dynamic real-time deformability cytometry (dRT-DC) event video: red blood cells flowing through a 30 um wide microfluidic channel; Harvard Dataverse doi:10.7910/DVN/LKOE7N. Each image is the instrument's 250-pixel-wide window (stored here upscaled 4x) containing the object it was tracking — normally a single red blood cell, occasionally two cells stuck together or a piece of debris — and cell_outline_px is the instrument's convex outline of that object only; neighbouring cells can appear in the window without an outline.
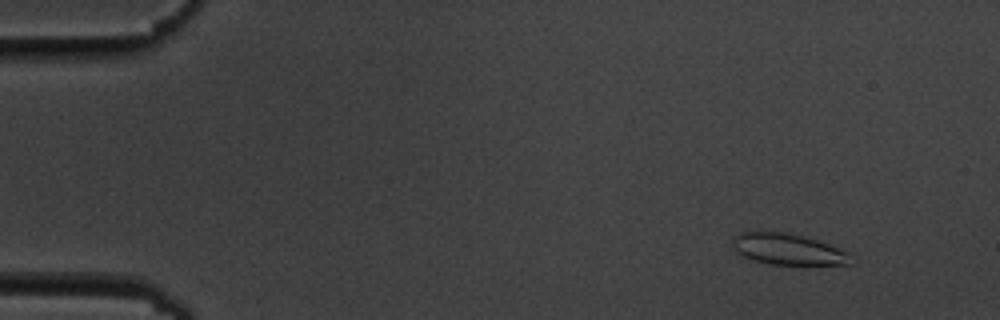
{"species": "common noctule bat (a hibernating species)", "species_latin": "Nyctalus noctula", "temperature_condition": "cold", "stored_images_in_passage": 56, "camera_frame_rate_fps": 3000, "um_per_image_px": 0.085, "animal": {"sex": "male", "body_mass_g": 19.5, "forearm_length_mm": 54.6}, "frame": {"image": 1, "passage_image": 6, "time_ms": 1.667, "image_size_px": [1000, 320], "cell_outline_px": [[852, 264], [768, 264], [744, 256], [736, 252], [732, 244], [732, 236], [740, 232], [784, 232], [804, 236], [828, 244], [848, 252]], "centroid_in_image_um": [66.93, 21.17], "position_along_channel_um": 18.1, "area_um2": 21.15}}
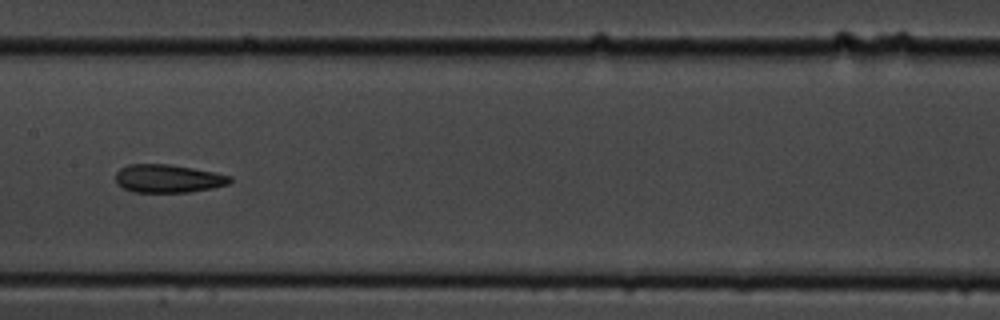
{"frame": {"image": 2, "passage_image": 29, "time_ms": 9.333, "image_size_px": [1000, 320], "cell_outline_px": [[232, 180], [228, 184], [212, 188], [188, 192], [132, 192], [124, 188], [116, 180], [116, 172], [120, 168], [128, 164], [168, 164], [216, 172], [232, 176]], "centroid_in_image_um": [14.3, 15.17], "position_along_channel_um": 193.1, "area_um2": 18.73}}
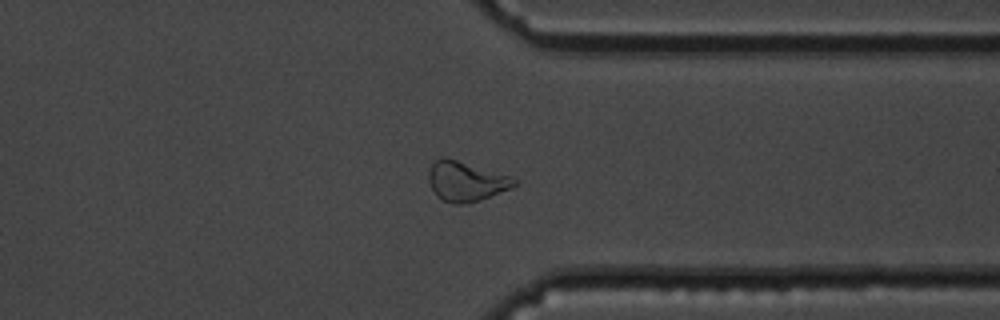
{"frame": {"image": 3, "passage_image": 44, "time_ms": 14.333, "image_size_px": [1000, 320], "cell_outline_px": [[520, 184], [512, 188], [480, 200], [460, 204], [452, 204], [436, 196], [428, 180], [428, 172], [432, 164], [436, 160], [444, 156], [508, 176], [520, 180]], "centroid_in_image_um": [39.62, 15.42], "position_along_channel_um": 371.8, "area_um2": 19.71}, "authors_computed_cell_mechanics": {"area_um2": 20.0855, "velocity_mm_per_s": 3.5968, "shape_relaxation_time_tau1_ms": 9.1247, "shape_relaxation_time_tau2_ms": 2.5629, "deformation_change_tau1": 0.1984, "deformation_change_tau2": 0.107}}